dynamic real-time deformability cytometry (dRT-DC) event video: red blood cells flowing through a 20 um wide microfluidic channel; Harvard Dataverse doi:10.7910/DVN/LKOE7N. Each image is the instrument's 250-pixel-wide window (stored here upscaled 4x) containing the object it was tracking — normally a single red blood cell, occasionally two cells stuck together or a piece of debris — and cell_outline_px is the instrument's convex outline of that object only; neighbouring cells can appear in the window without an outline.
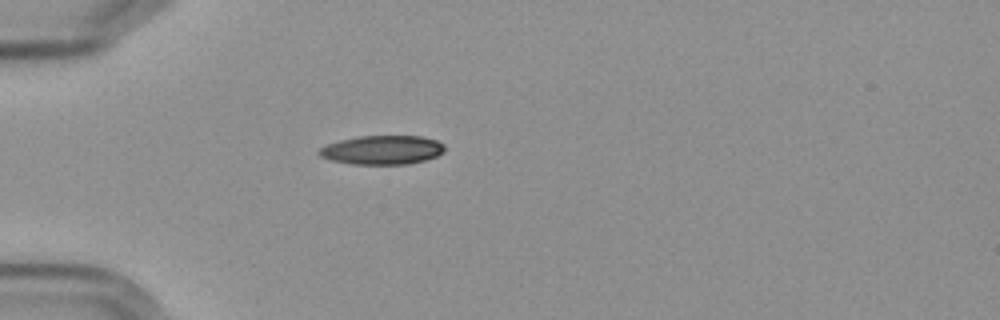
{"species": "Egyptian fruit bat (a non-hibernating species)", "species_latin": "Rousettus aegyptiacus", "temperature_condition": "cold", "stored_images_in_passage": 2, "camera_frame_rate_fps": 3000, "um_per_image_px": 0.085, "frame": {"image": 1, "passage_image": 1, "time_ms": 0.0, "image_size_px": [1000, 320], "cell_outline_px": [[444, 152], [436, 156], [424, 160], [408, 164], [352, 164], [332, 160], [320, 156], [316, 152], [320, 148], [328, 144], [340, 140], [360, 136], [420, 136], [436, 140], [444, 144]], "centroid_in_image_um": [32.49, 12.74], "position_along_channel_um": 52.5, "area_um2": 21.1}}